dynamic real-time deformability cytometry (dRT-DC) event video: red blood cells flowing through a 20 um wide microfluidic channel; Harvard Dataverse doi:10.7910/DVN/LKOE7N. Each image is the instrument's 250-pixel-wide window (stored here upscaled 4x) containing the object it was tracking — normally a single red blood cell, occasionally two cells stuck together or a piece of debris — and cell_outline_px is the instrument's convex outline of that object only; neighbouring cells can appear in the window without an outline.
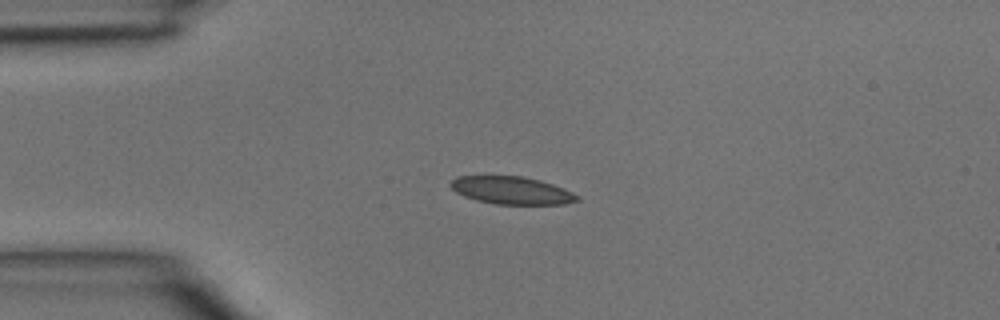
{"species": "common noctule bat (a hibernating species)", "species_latin": "Nyctalus noctula", "temperature_condition": "room temperature", "stored_images_in_passage": 2, "camera_frame_rate_fps": 3000, "um_per_image_px": 0.085, "animal": {"sex": "male", "body_mass_g": 15.6}, "frame": {"image": 1, "passage_image": 1, "time_ms": 0.0, "image_size_px": [1000, 320], "cell_outline_px": [[580, 200], [564, 204], [496, 204], [476, 200], [464, 196], [456, 192], [448, 184], [456, 176], [520, 176], [540, 180], [564, 188], [580, 196]], "centroid_in_image_um": [43.49, 16.18], "position_along_channel_um": 41.5, "area_um2": 20.4}}